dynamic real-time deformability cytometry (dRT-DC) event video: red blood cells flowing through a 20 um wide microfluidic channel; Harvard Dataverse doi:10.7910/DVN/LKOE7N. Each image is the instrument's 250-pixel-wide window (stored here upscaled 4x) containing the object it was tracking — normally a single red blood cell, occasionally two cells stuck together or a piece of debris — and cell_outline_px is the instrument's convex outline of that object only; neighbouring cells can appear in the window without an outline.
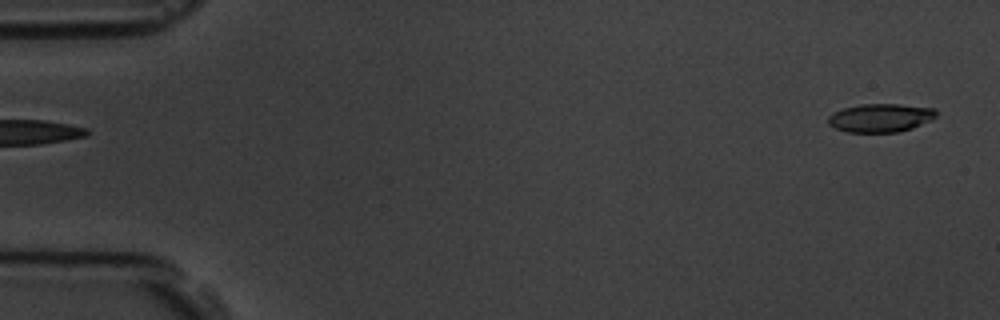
{"species": "common noctule bat (a hibernating species)", "species_latin": "Nyctalus noctula", "temperature_condition": "room temperature", "stored_images_in_passage": 5, "segment_of_instrument_passage": [2, 2], "camera_frame_rate_fps": 3000, "um_per_image_px": 0.085, "animal": {"sex": "male", "body_mass_g": 19.5, "forearm_length_mm": 54.6}, "frame": {"image": 1, "passage_image": 5, "time_ms": 6.0, "image_size_px": [1000, 320], "cell_outline_px": [[936, 116], [932, 120], [912, 128], [900, 132], [848, 132], [836, 128], [828, 124], [828, 116], [832, 112], [844, 108], [860, 104], [900, 104], [936, 108]], "centroid_in_image_um": [74.85, 10.01], "position_along_channel_um": 10.1, "area_um2": 18.03}}